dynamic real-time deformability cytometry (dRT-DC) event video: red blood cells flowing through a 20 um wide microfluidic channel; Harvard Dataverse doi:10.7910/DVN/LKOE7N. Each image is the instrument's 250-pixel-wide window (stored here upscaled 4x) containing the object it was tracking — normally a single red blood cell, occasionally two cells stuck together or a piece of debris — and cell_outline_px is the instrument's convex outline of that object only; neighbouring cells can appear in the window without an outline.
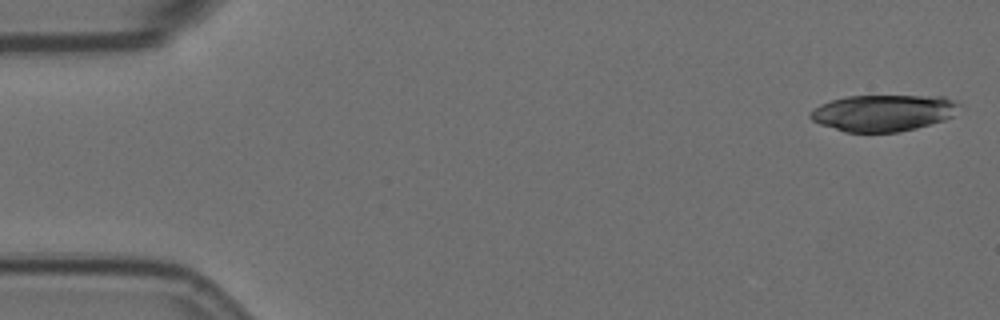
{"species": "Egyptian fruit bat (a non-hibernating species)", "species_latin": "Rousettus aegyptiacus", "temperature_condition": "room temperature", "stored_images_in_passage": 9, "camera_frame_rate_fps": 3000, "um_per_image_px": 0.085, "animal": {"sex": "female"}, "frame": {"image": 1, "passage_image": 1, "time_ms": 0.0, "image_size_px": [1000, 320], "cell_outline_px": [[960, 104], [952, 116], [944, 120], [916, 128], [900, 132], [844, 132], [820, 124], [812, 120], [808, 116], [808, 112], [820, 104], [844, 96], [944, 96], [956, 100]], "centroid_in_image_um": [75.05, 9.59], "position_along_channel_um": 9.9, "area_um2": 31.85}}